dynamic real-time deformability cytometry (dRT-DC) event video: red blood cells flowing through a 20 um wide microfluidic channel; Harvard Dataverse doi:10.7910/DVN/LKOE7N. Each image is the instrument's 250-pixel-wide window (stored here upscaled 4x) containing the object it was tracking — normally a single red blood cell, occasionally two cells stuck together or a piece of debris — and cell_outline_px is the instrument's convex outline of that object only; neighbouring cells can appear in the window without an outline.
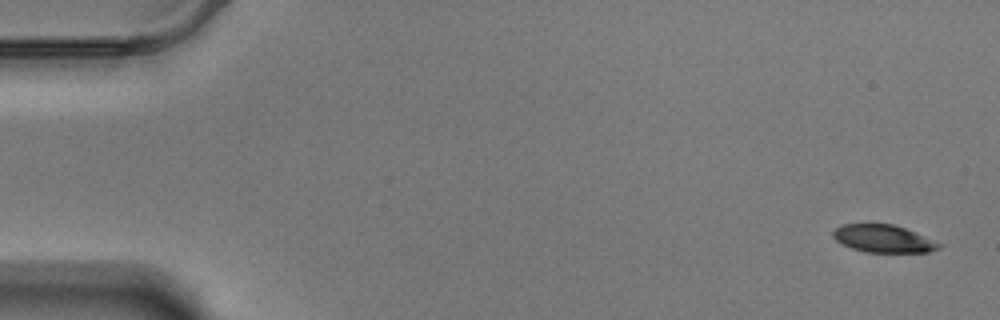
{"species": "Egyptian fruit bat (a non-hibernating species)", "species_latin": "Rousettus aegyptiacus", "temperature_condition": "warm", "stored_images_in_passage": 58, "camera_frame_rate_fps": 3000, "um_per_image_px": 0.085, "animal": {"sex": "male"}, "frame": {"image": 1, "passage_image": 1, "time_ms": 0.0, "image_size_px": [1000, 320], "cell_outline_px": [[944, 244], [940, 248], [928, 252], [864, 252], [852, 248], [836, 240], [832, 236], [832, 232], [836, 228], [844, 224], [892, 224], [904, 228]], "centroid_in_image_um": [75.1, 20.29], "position_along_channel_um": 9.9, "area_um2": 16.88}}
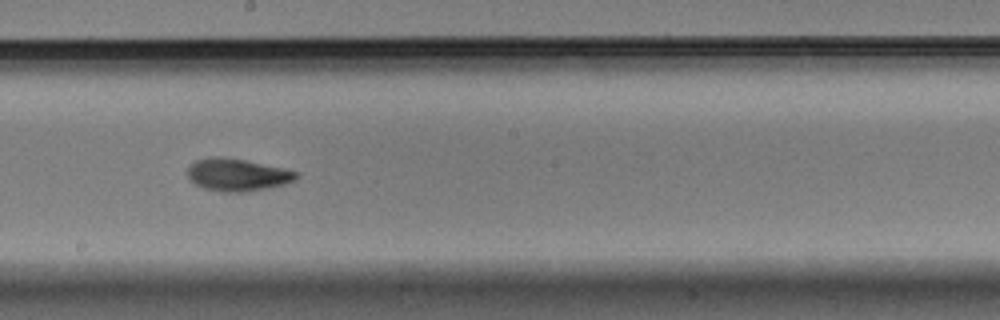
{"frame": {"image": 2, "passage_image": 32, "time_ms": 10.333, "image_size_px": [1000, 320], "cell_outline_px": [[300, 176], [296, 180], [284, 184], [268, 188], [244, 192], [220, 192], [204, 188], [188, 180], [188, 164], [196, 160], [212, 156], [220, 156], [244, 160], [284, 168], [300, 172]], "centroid_in_image_um": [20.18, 14.85], "position_along_channel_um": 228.0, "area_um2": 20.81}}
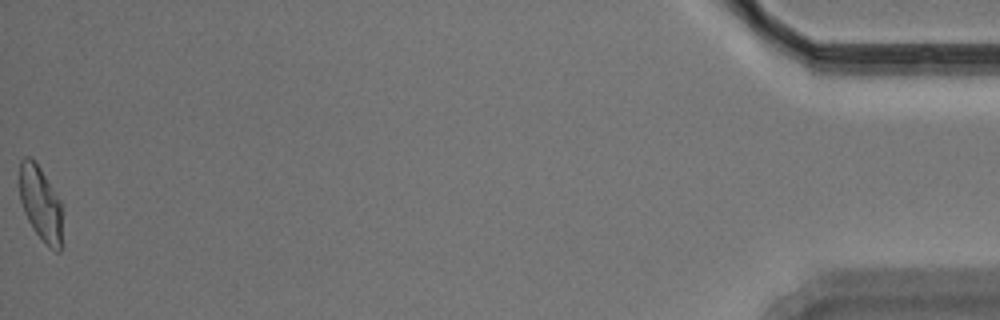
{"frame": {"image": 3, "passage_image": 58, "time_ms": 19.0, "image_size_px": [1000, 320], "cell_outline_px": [[60, 252], [56, 252], [48, 248], [44, 244], [32, 228], [24, 212], [20, 200], [20, 160], [24, 156], [28, 156], [40, 168], [60, 200]], "centroid_in_image_um": [3.42, 17.33], "position_along_channel_um": 431.8, "area_um2": 18.26}, "authors_computed_cell_mechanics": {"area_um2": 19.3919, "velocity_mm_per_s": 3.4572, "shape_relaxation_time_tau1_ms": 3.5767, "shape_relaxation_time_tau2_ms": 2.4381, "deformation_change_tau1": 0.1544, "deformation_change_tau2": 0.081}}